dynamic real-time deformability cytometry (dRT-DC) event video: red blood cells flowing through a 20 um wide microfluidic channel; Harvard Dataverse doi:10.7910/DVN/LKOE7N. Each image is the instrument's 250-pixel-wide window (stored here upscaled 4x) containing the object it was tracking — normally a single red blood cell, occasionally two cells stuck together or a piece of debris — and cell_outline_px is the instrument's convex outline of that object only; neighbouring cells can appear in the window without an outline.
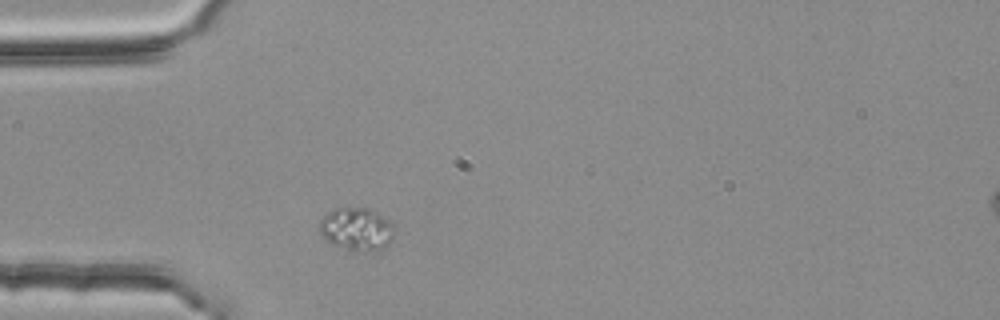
{"species": "common noctule bat (a hibernating species)", "species_latin": "Nyctalus noctula", "temperature_condition": "room temperature", "stored_images_in_passage": 1, "camera_frame_rate_fps": 3000, "um_per_image_px": 0.085, "animal": {"sex": "female", "body_mass_g": 25.1}, "frame": {"image": 1, "passage_image": 1, "time_ms": 0.0, "image_size_px": [1000, 320], "cell_outline_px": [[392, 236], [388, 244], [384, 248], [356, 252], [332, 244], [320, 232], [320, 220], [328, 212], [336, 208], [368, 208], [376, 212], [388, 220]], "centroid_in_image_um": [30.27, 19.47], "position_along_channel_um": 54.7, "area_um2": 18.09}}